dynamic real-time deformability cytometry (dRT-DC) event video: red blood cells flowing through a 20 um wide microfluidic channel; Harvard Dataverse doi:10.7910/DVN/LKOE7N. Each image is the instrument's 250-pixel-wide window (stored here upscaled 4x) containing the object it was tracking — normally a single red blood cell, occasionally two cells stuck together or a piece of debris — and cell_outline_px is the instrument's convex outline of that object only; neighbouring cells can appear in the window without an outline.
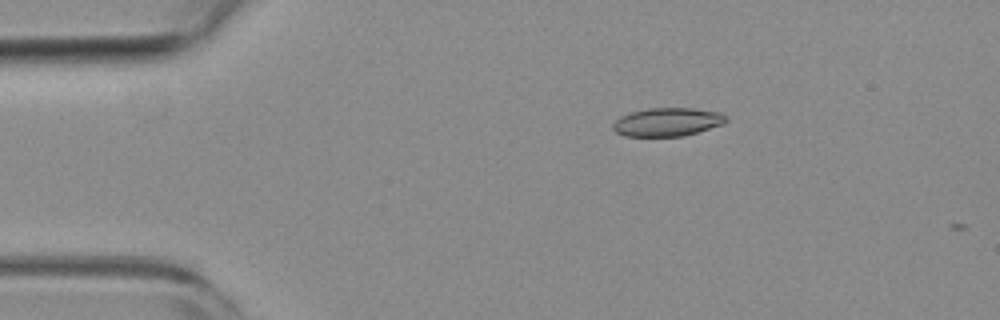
{"species": "common noctule bat (a hibernating species)", "species_latin": "Nyctalus noctula", "temperature_condition": "room temperature", "stored_images_in_passage": 2, "camera_frame_rate_fps": 3000, "um_per_image_px": 0.085, "animal": {"sex": "female", "body_mass_g": 19.3, "forearm_length_mm": 54.1}, "frame": {"image": 1, "passage_image": 1, "time_ms": 0.0, "image_size_px": [1000, 320], "cell_outline_px": [[728, 120], [724, 124], [684, 136], [624, 136], [616, 132], [612, 128], [612, 124], [620, 116], [632, 112], [648, 108], [692, 108], [720, 112], [728, 116]], "centroid_in_image_um": [56.75, 10.37], "position_along_channel_um": 28.2, "area_um2": 18.84}}